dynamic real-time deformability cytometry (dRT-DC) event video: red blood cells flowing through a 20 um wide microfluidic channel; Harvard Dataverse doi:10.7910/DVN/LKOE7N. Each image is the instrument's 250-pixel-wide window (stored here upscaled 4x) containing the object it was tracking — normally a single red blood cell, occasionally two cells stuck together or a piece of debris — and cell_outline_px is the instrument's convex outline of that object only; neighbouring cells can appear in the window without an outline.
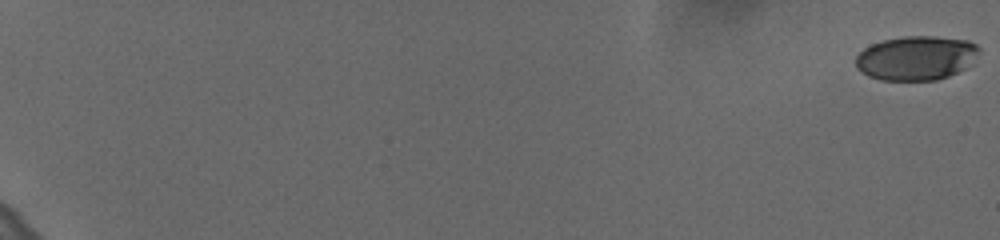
{"species": "human", "species_latin": "Homo sapiens", "temperature_condition": "cold", "stored_images_in_passage": 25, "camera_frame_rate_fps": 3000, "um_per_image_px": 0.085, "donor": {"sex": "female"}, "frame": {"image": 1, "passage_image": 1, "time_ms": 0.0, "image_size_px": [1000, 240], "cell_outline_px": [[980, 48], [964, 68], [948, 76], [936, 80], [880, 80], [868, 76], [856, 68], [856, 56], [864, 48], [872, 44], [884, 40], [904, 36], [932, 36], [968, 40], [976, 44]], "centroid_in_image_um": [77.82, 4.93], "position_along_channel_um": 7.2, "area_um2": 31.44}}
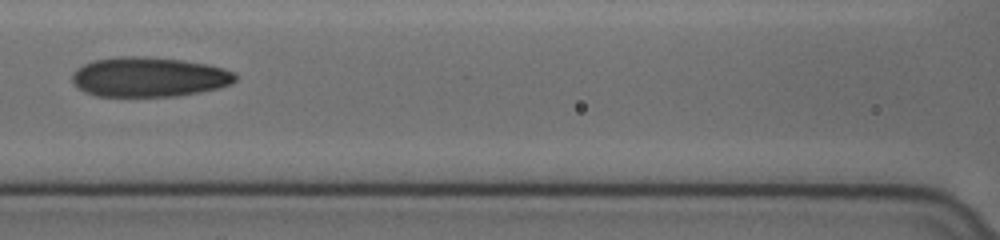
{"frame": {"image": 2, "passage_image": 17, "time_ms": 5.333, "image_size_px": [1000, 240], "cell_outline_px": [[236, 80], [228, 84], [216, 88], [200, 92], [176, 96], [96, 96], [84, 92], [72, 80], [72, 76], [76, 68], [92, 60], [120, 56], [144, 56], [184, 60], [224, 68], [236, 72]], "centroid_in_image_um": [12.65, 6.53], "position_along_channel_um": 154.0, "area_um2": 37.74}}
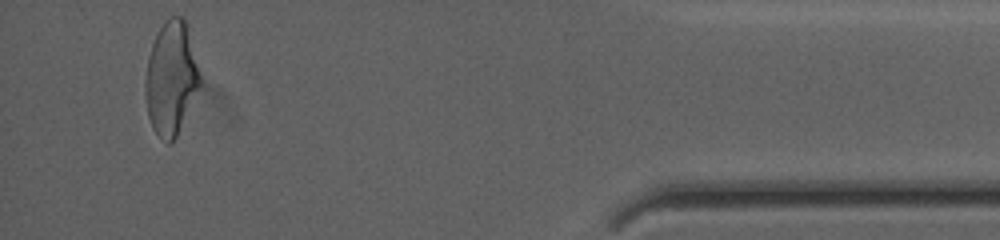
{"frame": {"image": 3, "passage_image": 25, "time_ms": 8.0, "image_size_px": [1000, 240], "cell_outline_px": [[200, 84], [176, 136], [168, 144], [152, 128], [148, 116], [144, 92], [144, 80], [148, 56], [152, 44], [164, 20], [172, 16], [184, 16], [188, 20], [200, 76]], "centroid_in_image_um": [14.53, 6.57], "position_along_channel_um": 420.7, "area_um2": 36.13}}